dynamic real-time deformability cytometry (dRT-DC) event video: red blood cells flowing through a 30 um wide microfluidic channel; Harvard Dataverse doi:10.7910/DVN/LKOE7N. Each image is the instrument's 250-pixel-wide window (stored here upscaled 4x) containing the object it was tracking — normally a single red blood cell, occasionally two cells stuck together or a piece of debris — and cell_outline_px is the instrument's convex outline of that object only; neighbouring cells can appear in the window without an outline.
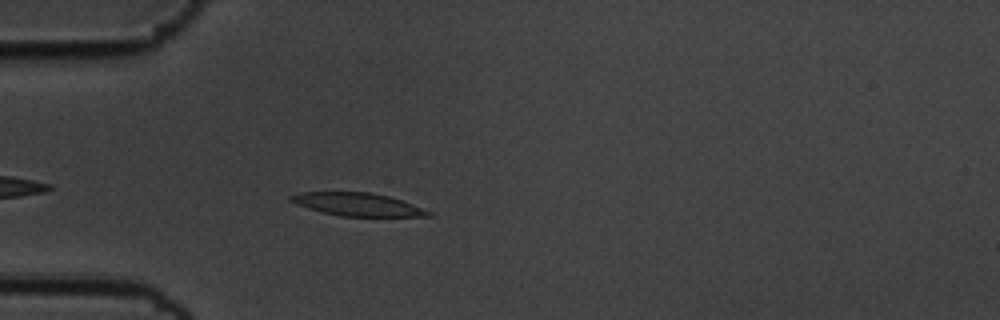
{"species": "common noctule bat (a hibernating species)", "species_latin": "Nyctalus noctula", "temperature_condition": "cold", "stored_images_in_passage": 44, "camera_frame_rate_fps": 3000, "um_per_image_px": 0.085, "animal": {"sex": "male", "body_mass_g": 19.5, "forearm_length_mm": 54.6}, "frame": {"image": 1, "passage_image": 5, "time_ms": 1.333, "image_size_px": [1000, 320], "cell_outline_px": [[432, 216], [340, 216], [308, 208], [296, 204], [288, 200], [288, 196], [300, 192], [368, 192], [388, 196], [412, 204], [432, 212]], "centroid_in_image_um": [30.35, 17.37], "position_along_channel_um": 54.7, "area_um2": 18.21}}
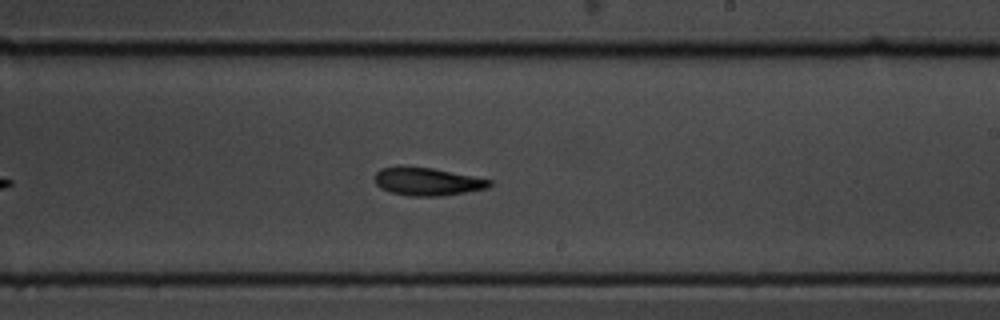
{"frame": {"image": 2, "passage_image": 23, "time_ms": 7.333, "image_size_px": [1000, 320], "cell_outline_px": [[492, 184], [488, 188], [440, 196], [412, 196], [392, 192], [380, 188], [376, 184], [376, 172], [380, 168], [400, 164], [404, 164], [432, 168], [492, 180]], "centroid_in_image_um": [36.27, 15.4], "position_along_channel_um": 252.7, "area_um2": 18.84}}
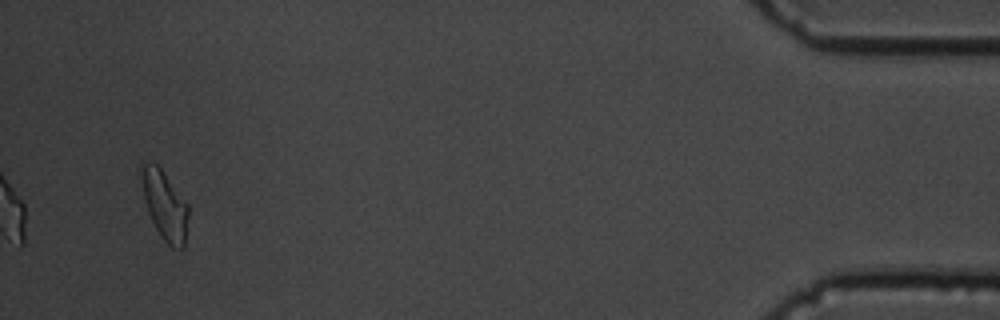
{"frame": {"image": 3, "passage_image": 44, "time_ms": 14.333, "image_size_px": [1000, 320], "cell_outline_px": [[188, 216], [184, 248], [172, 248], [160, 236], [148, 212], [140, 180], [140, 160], [144, 160], [156, 164], [164, 172], [188, 204]], "centroid_in_image_um": [13.98, 17.39], "position_along_channel_um": 421.2, "area_um2": 18.96}, "authors_computed_cell_mechanics": {"area_um2": 18.4382, "velocity_mm_per_s": 3.4537, "shape_relaxation_time_tau1_ms": 2.7306, "shape_relaxation_time_tau2_ms": 9.8684, "deformation_change_tau1": 0.1428, "deformation_change_tau2": 0.2129}}